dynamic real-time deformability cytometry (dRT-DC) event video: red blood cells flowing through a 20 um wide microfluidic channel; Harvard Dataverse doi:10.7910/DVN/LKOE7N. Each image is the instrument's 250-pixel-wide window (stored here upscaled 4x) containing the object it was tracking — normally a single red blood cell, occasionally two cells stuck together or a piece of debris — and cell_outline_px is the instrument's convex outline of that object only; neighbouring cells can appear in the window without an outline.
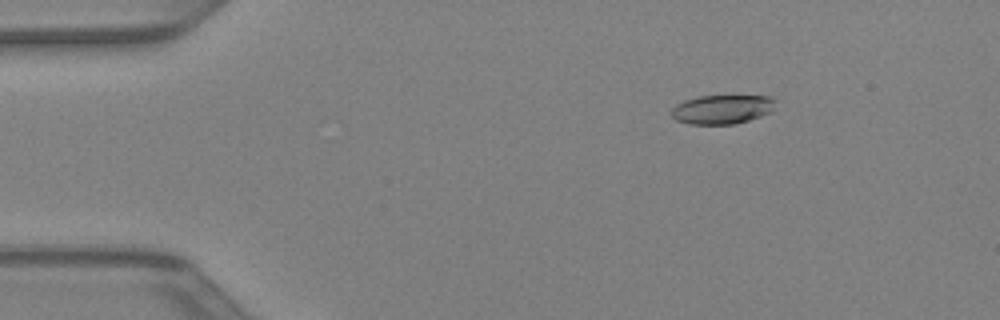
{"species": "Egyptian fruit bat (a non-hibernating species)", "species_latin": "Rousettus aegyptiacus", "temperature_condition": "warm", "stored_images_in_passage": 43, "camera_frame_rate_fps": 3000, "um_per_image_px": 0.085, "animal": {"sex": "female"}, "frame": {"image": 1, "passage_image": 7, "time_ms": 2.0, "image_size_px": [1000, 320], "cell_outline_px": [[776, 100], [772, 112], [736, 124], [688, 124], [676, 120], [672, 116], [672, 108], [676, 104], [684, 100], [700, 96], [772, 96]], "centroid_in_image_um": [61.39, 9.29], "position_along_channel_um": 23.6, "area_um2": 17.69}}
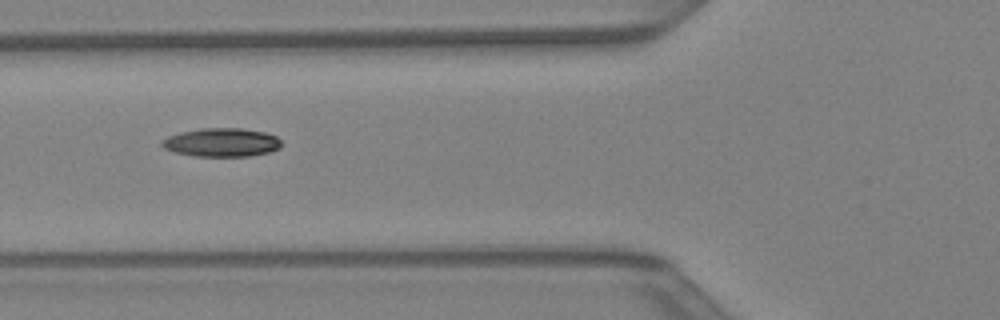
{"frame": {"image": 2, "passage_image": 17, "time_ms": 5.333, "image_size_px": [1000, 320], "cell_outline_px": [[280, 148], [268, 152], [252, 156], [196, 156], [176, 152], [164, 148], [160, 144], [160, 140], [168, 136], [180, 132], [200, 128], [240, 128], [264, 132], [276, 136], [280, 140]], "centroid_in_image_um": [18.81, 12.1], "position_along_channel_um": 107.0, "area_um2": 19.88}}
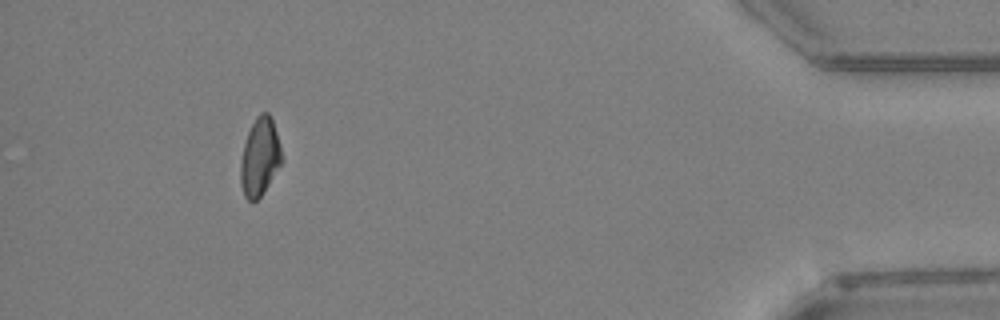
{"frame": {"image": 3, "passage_image": 40, "time_ms": 13.0, "image_size_px": [1000, 320], "cell_outline_px": [[284, 160], [260, 196], [256, 200], [248, 200], [244, 196], [240, 184], [240, 164], [244, 144], [248, 132], [256, 116], [260, 112], [268, 112], [272, 120], [280, 144]], "centroid_in_image_um": [22.08, 13.33], "position_along_channel_um": 413.1, "area_um2": 18.61}}